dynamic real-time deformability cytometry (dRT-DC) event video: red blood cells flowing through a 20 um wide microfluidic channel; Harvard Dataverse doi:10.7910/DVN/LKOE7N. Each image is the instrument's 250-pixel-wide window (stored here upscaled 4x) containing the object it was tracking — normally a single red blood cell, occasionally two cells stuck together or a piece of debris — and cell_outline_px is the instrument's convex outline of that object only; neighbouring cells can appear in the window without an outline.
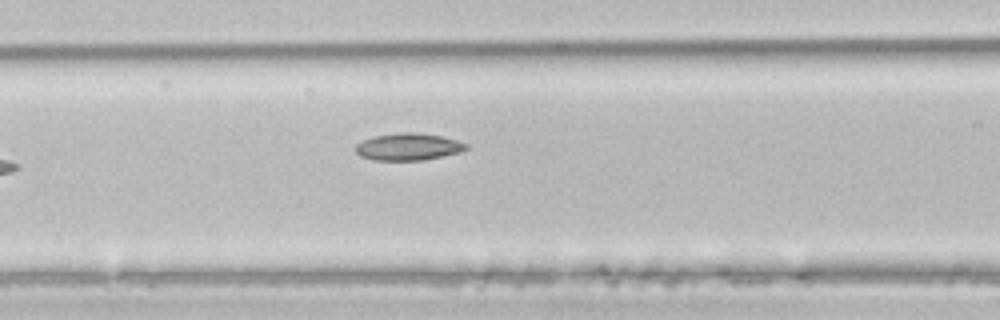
{"species": "common noctule bat (a hibernating species)", "species_latin": "Nyctalus noctula", "temperature_condition": "room temperature", "stored_images_in_passage": 6, "camera_frame_rate_fps": 3000, "um_per_image_px": 0.085, "animal": {"sex": "male", "body_mass_g": 21.5, "forearm_length_mm": 52.0}, "frame": {"image": 1, "passage_image": 6, "time_ms": 1.667, "image_size_px": [1000, 320], "cell_outline_px": [[468, 148], [460, 152], [424, 160], [372, 160], [360, 156], [356, 152], [356, 144], [372, 136], [400, 132], [416, 132], [440, 136], [456, 140], [468, 144]], "centroid_in_image_um": [34.69, 12.47], "position_along_channel_um": 131.9, "area_um2": 17.46}}